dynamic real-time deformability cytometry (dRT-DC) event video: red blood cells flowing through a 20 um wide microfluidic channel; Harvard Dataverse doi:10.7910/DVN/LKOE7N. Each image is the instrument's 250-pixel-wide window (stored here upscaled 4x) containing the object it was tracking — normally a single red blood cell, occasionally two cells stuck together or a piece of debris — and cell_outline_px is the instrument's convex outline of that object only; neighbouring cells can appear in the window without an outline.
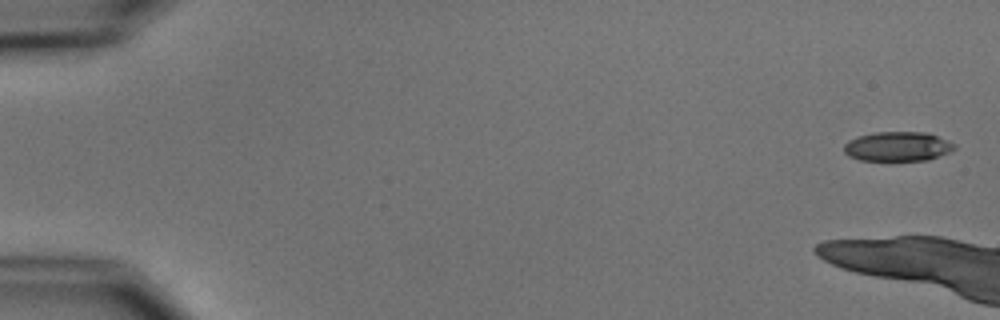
{"species": "common noctule bat (a hibernating species)", "species_latin": "Nyctalus noctula", "temperature_condition": "cold", "stored_images_in_passage": 10, "camera_frame_rate_fps": 3000, "um_per_image_px": 0.085, "animal": {"sex": "male", "body_mass_g": 15.6}, "frame": {"image": 1, "passage_image": 1, "time_ms": 0.0, "image_size_px": [1000, 320], "cell_outline_px": [[956, 148], [948, 152], [928, 160], [860, 160], [848, 156], [844, 152], [844, 144], [848, 140], [860, 136], [876, 132], [928, 132], [948, 140], [956, 144]], "centroid_in_image_um": [76.31, 12.44], "position_along_channel_um": 8.7, "area_um2": 18.96}}
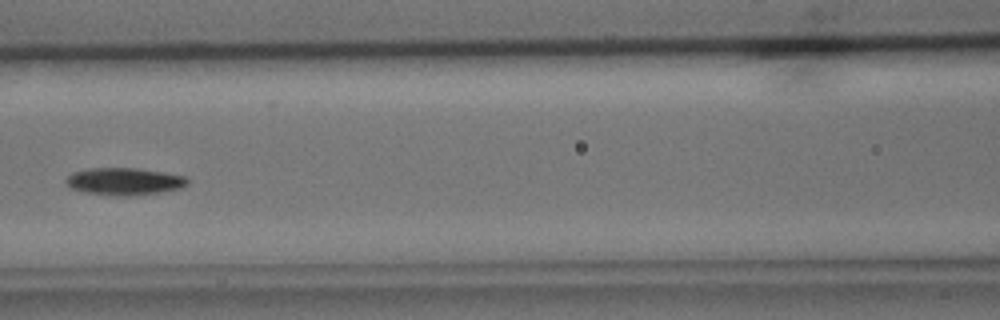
{"frame": {"image": 2, "passage_image": 10, "time_ms": 10.667, "image_size_px": [1000, 320], "cell_outline_px": [[188, 184], [180, 188], [160, 192], [132, 196], [112, 196], [84, 192], [72, 188], [64, 180], [72, 172], [88, 168], [136, 168], [184, 176], [188, 180]], "centroid_in_image_um": [10.53, 15.42], "position_along_channel_um": 156.1, "area_um2": 19.25}}